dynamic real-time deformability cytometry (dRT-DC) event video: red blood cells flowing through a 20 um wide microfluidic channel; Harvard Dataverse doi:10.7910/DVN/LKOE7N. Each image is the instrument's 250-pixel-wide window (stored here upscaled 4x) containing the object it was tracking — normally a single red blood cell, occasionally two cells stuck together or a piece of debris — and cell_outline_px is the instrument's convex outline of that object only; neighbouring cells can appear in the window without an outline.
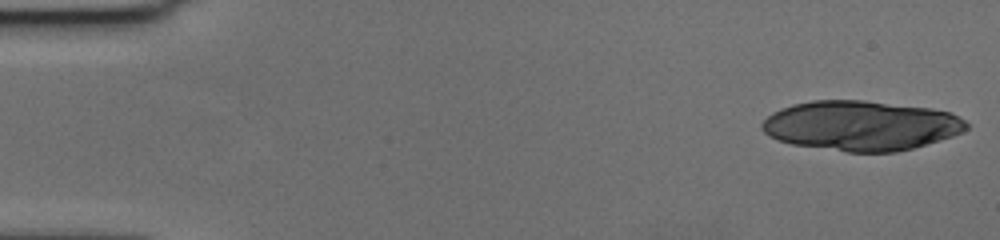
{"species": "human", "species_latin": "Homo sapiens", "temperature_condition": "cold", "stored_images_in_passage": 17, "camera_frame_rate_fps": 3000, "um_per_image_px": 0.085, "donor": {"sex": "female"}, "frame": {"image": 1, "passage_image": 1, "time_ms": 0.0, "image_size_px": [1000, 240], "cell_outline_px": [[968, 128], [952, 136], [912, 148], [896, 152], [848, 152], [792, 144], [776, 140], [768, 136], [760, 128], [760, 124], [772, 112], [780, 108], [792, 104], [812, 100], [864, 100], [932, 108], [952, 112], [960, 116], [968, 124]], "centroid_in_image_um": [73.16, 10.67], "position_along_channel_um": 11.8, "area_um2": 59.65}}